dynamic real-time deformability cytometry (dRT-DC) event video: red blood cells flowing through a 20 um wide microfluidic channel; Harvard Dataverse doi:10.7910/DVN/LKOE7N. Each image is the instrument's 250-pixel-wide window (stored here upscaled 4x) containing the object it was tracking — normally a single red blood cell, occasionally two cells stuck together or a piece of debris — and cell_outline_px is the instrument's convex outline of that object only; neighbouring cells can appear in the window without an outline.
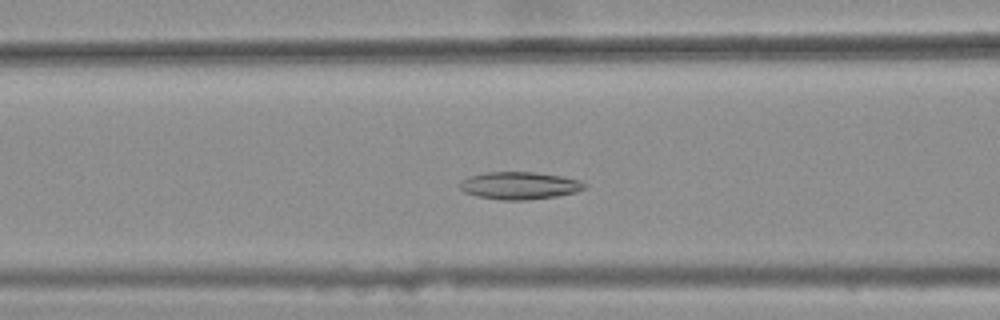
{"species": "common noctule bat (a hibernating species)", "species_latin": "Nyctalus noctula", "temperature_condition": "warm", "stored_images_in_passage": 40, "camera_frame_rate_fps": 3000, "um_per_image_px": 0.085, "animal": {"sex": "female", "body_mass_g": 25.1}, "frame": {"image": 1, "passage_image": 16, "time_ms": 5.0, "image_size_px": [1000, 320], "cell_outline_px": [[588, 184], [584, 188], [576, 192], [556, 196], [528, 200], [500, 200], [476, 196], [464, 192], [460, 188], [460, 180], [468, 176], [484, 172], [532, 172], [560, 176], [580, 180]], "centroid_in_image_um": [44.13, 15.77], "position_along_channel_um": 122.5, "area_um2": 20.06}}
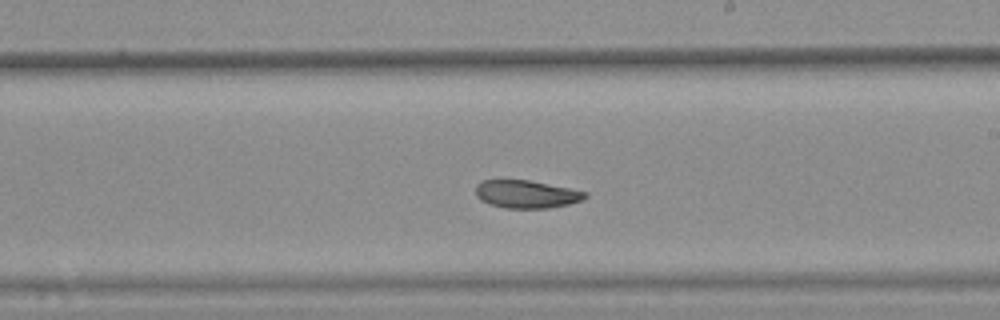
{"frame": {"image": 2, "passage_image": 26, "time_ms": 8.333, "image_size_px": [1000, 320], "cell_outline_px": [[588, 196], [580, 200], [568, 204], [548, 208], [504, 208], [488, 204], [480, 200], [476, 196], [476, 184], [480, 180], [528, 180], [588, 192]], "centroid_in_image_um": [44.69, 16.5], "position_along_channel_um": 244.3, "area_um2": 17.74}}
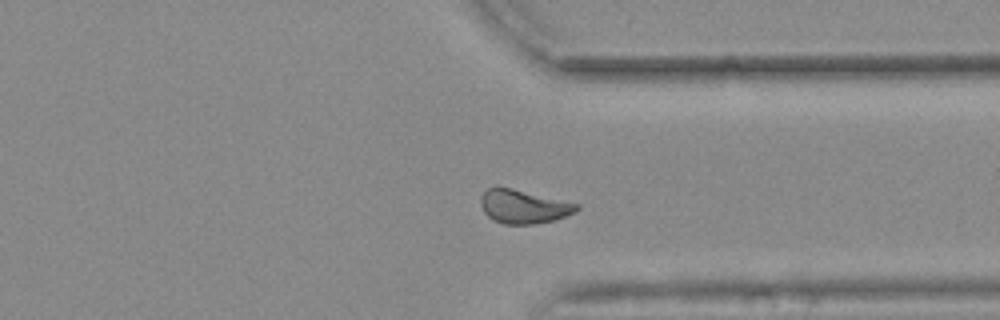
{"frame": {"image": 3, "passage_image": 36, "time_ms": 11.667, "image_size_px": [1000, 320], "cell_outline_px": [[580, 208], [576, 212], [552, 220], [536, 224], [504, 224], [492, 220], [484, 212], [480, 204], [480, 196], [488, 188], [496, 184], [580, 204]], "centroid_in_image_um": [44.46, 17.53], "position_along_channel_um": 366.9, "area_um2": 19.13}, "authors_computed_cell_mechanics": {"area_um2": 19.1029, "velocity_mm_per_s": 3.6629, "shape_relaxation_time_tau1_ms": null, "shape_relaxation_time_tau2_ms": 3.5387, "deformation_change_tau1": null, "deformation_change_tau2": 0.0784}}